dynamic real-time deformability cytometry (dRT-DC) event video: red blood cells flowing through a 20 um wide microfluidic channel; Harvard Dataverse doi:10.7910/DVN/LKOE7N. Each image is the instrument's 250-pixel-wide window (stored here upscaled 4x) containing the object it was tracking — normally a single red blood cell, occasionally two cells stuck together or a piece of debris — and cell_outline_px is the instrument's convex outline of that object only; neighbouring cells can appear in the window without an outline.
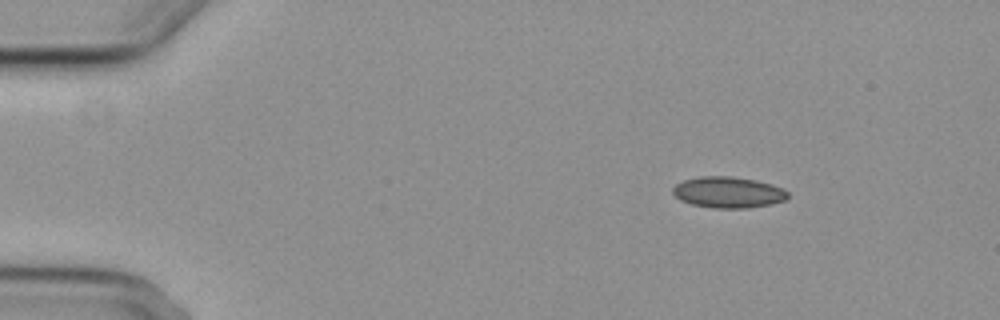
{"species": "common noctule bat (a hibernating species)", "species_latin": "Nyctalus noctula", "temperature_condition": "cold", "stored_images_in_passage": 6, "camera_frame_rate_fps": 3000, "um_per_image_px": 0.085, "animal": {"sex": "female", "body_mass_g": 29.2, "forearm_length_mm": 56.3}, "frame": {"image": 1, "passage_image": 2, "time_ms": 1.333, "image_size_px": [1000, 320], "cell_outline_px": [[788, 200], [772, 204], [748, 208], [712, 208], [692, 204], [680, 200], [672, 192], [672, 188], [676, 184], [684, 180], [700, 176], [732, 176], [756, 180], [772, 184], [784, 188], [788, 192]], "centroid_in_image_um": [61.93, 16.35], "position_along_channel_um": 23.1, "area_um2": 21.1}}
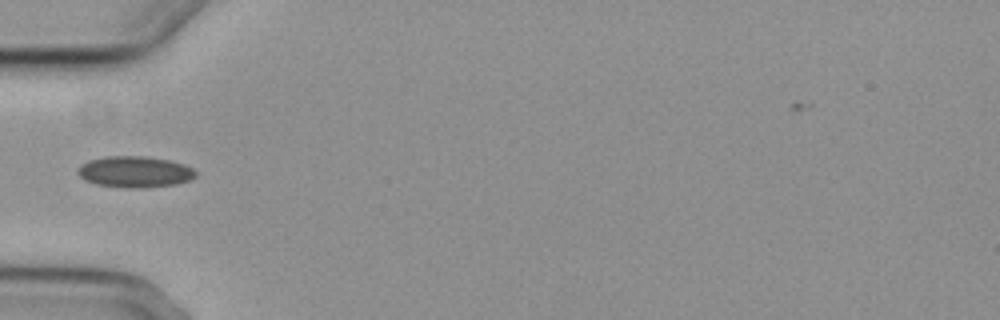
{"frame": {"image": 2, "passage_image": 5, "time_ms": 5.0, "image_size_px": [1000, 320], "cell_outline_px": [[196, 176], [188, 180], [176, 184], [140, 188], [124, 188], [96, 184], [84, 180], [76, 172], [76, 168], [80, 164], [88, 160], [108, 156], [144, 156], [168, 160], [184, 164], [192, 168], [196, 172]], "centroid_in_image_um": [11.41, 14.6], "position_along_channel_um": 73.6, "area_um2": 21.56}}
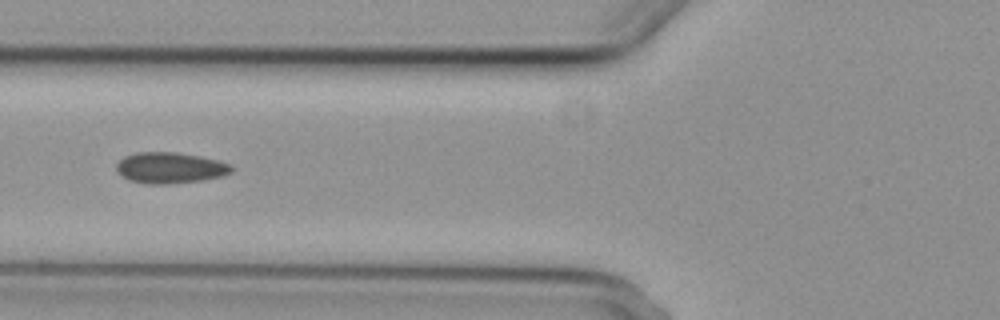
{"frame": {"image": 3, "passage_image": 6, "time_ms": 6.0, "image_size_px": [1000, 320], "cell_outline_px": [[232, 172], [220, 176], [204, 180], [168, 184], [144, 184], [128, 180], [116, 172], [116, 164], [124, 156], [136, 152], [176, 152], [200, 156], [220, 160], [232, 164]], "centroid_in_image_um": [14.44, 14.26], "position_along_channel_um": 111.4, "area_um2": 21.1}}